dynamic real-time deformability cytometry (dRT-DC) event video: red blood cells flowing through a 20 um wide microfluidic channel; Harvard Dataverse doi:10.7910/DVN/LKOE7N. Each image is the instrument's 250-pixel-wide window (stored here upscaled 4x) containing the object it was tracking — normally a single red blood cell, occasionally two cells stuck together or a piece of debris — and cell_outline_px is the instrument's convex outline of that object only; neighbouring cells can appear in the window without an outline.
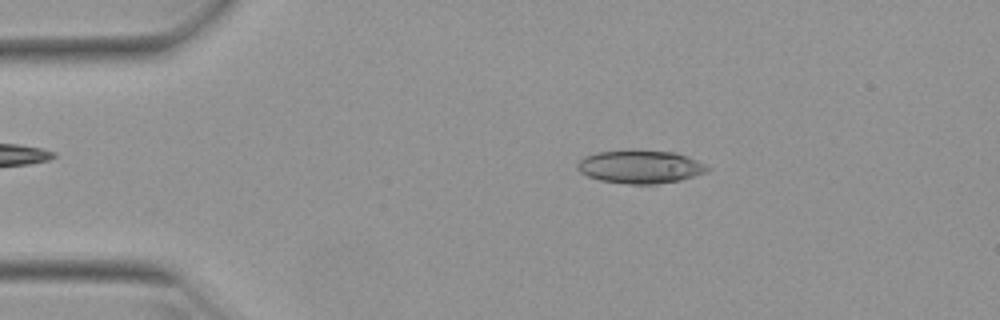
{"species": "Egyptian fruit bat (a non-hibernating species)", "species_latin": "Rousettus aegyptiacus", "temperature_condition": "warm", "stored_images_in_passage": 22, "camera_frame_rate_fps": 3000, "um_per_image_px": 0.085, "animal": {"sex": "female"}, "frame": {"image": 1, "passage_image": 9, "time_ms": 2.667, "image_size_px": [1000, 320], "cell_outline_px": [[712, 168], [708, 172], [680, 180], [656, 184], [628, 184], [600, 180], [588, 176], [580, 172], [576, 168], [576, 164], [584, 156], [596, 152], [672, 152], [688, 156]], "centroid_in_image_um": [54.43, 14.21], "position_along_channel_um": 30.6, "area_um2": 24.57}}
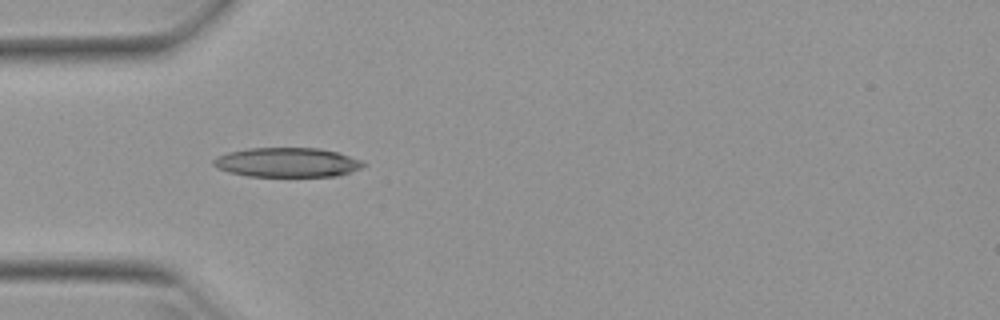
{"frame": {"image": 2, "passage_image": 15, "time_ms": 4.667, "image_size_px": [1000, 320], "cell_outline_px": [[368, 164], [352, 172], [336, 176], [248, 176], [228, 172], [216, 168], [212, 164], [212, 160], [216, 156], [228, 152], [248, 148], [320, 148], [336, 152], [360, 160]], "centroid_in_image_um": [24.37, 13.8], "position_along_channel_um": 60.6, "area_um2": 25.78}}
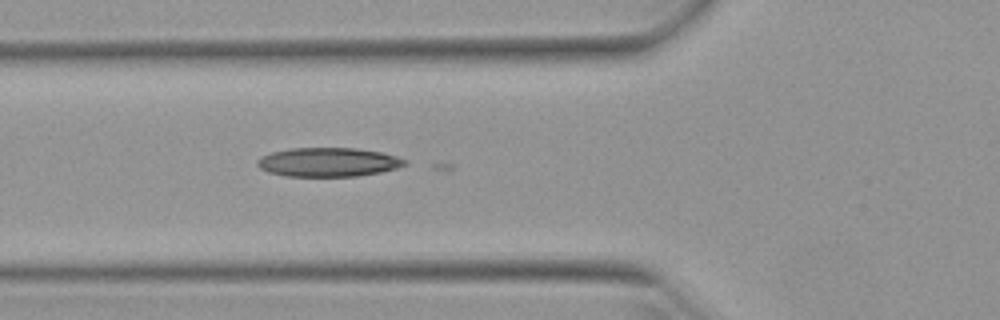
{"frame": {"image": 3, "passage_image": 18, "time_ms": 5.667, "image_size_px": [1000, 320], "cell_outline_px": [[408, 164], [396, 168], [380, 172], [356, 176], [284, 176], [268, 172], [260, 168], [256, 164], [256, 160], [260, 156], [272, 152], [292, 148], [356, 148], [384, 152], [408, 160]], "centroid_in_image_um": [27.91, 13.77], "position_along_channel_um": 97.9, "area_um2": 25.09}}